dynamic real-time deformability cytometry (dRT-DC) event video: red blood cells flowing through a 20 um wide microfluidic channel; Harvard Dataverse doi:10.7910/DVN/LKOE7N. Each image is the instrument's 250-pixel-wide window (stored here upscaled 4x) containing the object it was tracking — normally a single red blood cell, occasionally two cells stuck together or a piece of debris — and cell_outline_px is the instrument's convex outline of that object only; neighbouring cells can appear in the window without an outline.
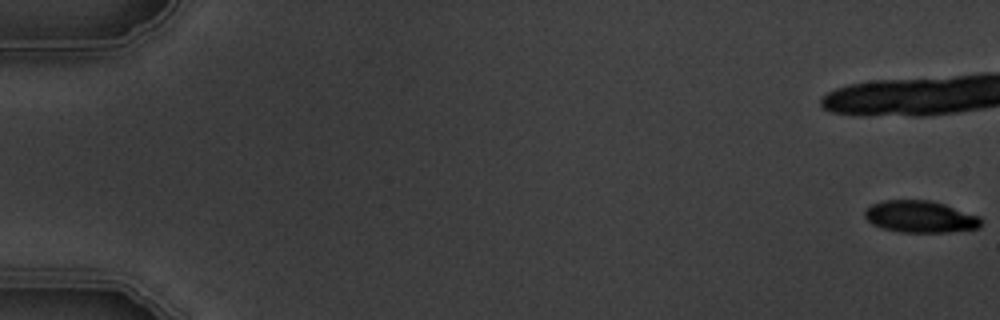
{"species": "common noctule bat (a hibernating species)", "species_latin": "Nyctalus noctula", "temperature_condition": "warm", "stored_images_in_passage": 8, "camera_frame_rate_fps": 3000, "um_per_image_px": 0.085, "animal": {"sex": "male", "body_mass_g": 19.5, "forearm_length_mm": 54.6}, "frame": {"image": 1, "passage_image": 1, "time_ms": 0.0, "image_size_px": [1000, 320], "cell_outline_px": [[984, 220], [980, 228], [948, 232], [900, 232], [880, 228], [872, 224], [864, 216], [864, 212], [872, 204], [884, 200], [928, 200], [944, 204], [980, 216]], "centroid_in_image_um": [78.25, 18.43], "position_along_channel_um": 6.8, "area_um2": 21.73}}